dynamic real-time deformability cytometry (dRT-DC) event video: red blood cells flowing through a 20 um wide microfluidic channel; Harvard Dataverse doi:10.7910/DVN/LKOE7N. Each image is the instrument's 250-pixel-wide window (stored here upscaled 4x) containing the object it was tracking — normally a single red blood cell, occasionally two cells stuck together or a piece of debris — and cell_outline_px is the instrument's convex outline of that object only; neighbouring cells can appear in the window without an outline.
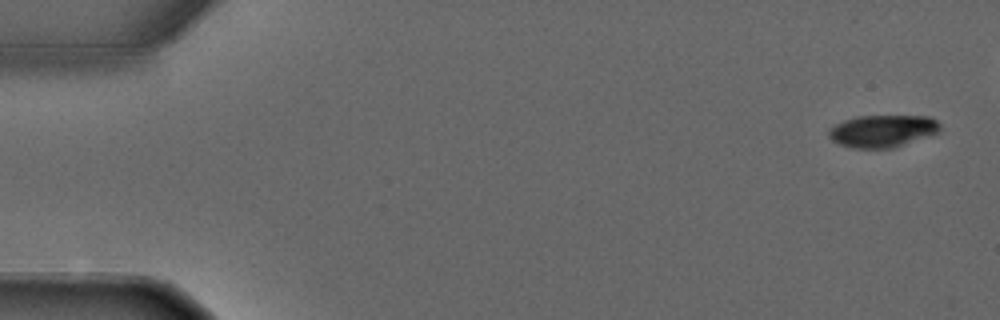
{"species": "common noctule bat (a hibernating species)", "species_latin": "Nyctalus noctula", "temperature_condition": "warm", "stored_images_in_passage": 5, "camera_frame_rate_fps": 3000, "um_per_image_px": 0.085, "animal": {"sex": "male", "forearm_length_mm": 52.5}, "frame": {"image": 1, "passage_image": 1, "time_ms": 0.0, "image_size_px": [1000, 320], "cell_outline_px": [[940, 132], [892, 148], [852, 148], [840, 144], [832, 140], [828, 136], [828, 128], [844, 120], [856, 116], [932, 116], [940, 124]], "centroid_in_image_um": [75.01, 11.13], "position_along_channel_um": 10.0, "area_um2": 20.98}}